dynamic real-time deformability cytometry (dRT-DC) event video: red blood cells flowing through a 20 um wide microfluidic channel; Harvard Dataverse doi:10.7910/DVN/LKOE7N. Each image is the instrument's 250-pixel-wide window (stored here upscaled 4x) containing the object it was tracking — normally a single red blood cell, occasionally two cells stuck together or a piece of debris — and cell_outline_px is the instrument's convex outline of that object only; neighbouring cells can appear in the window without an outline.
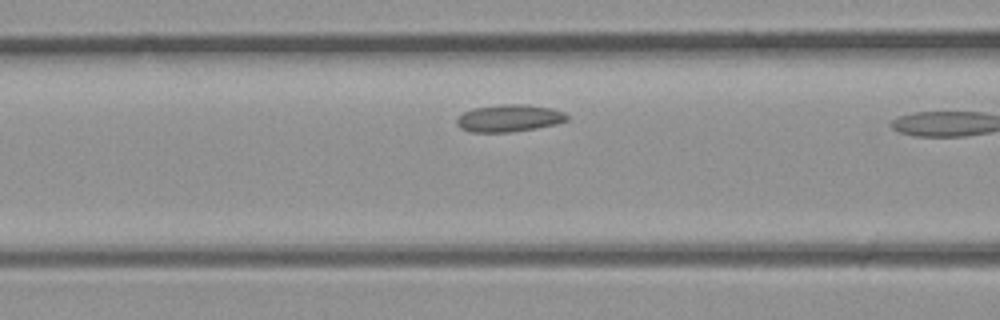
{"species": "common noctule bat (a hibernating species)", "species_latin": "Nyctalus noctula", "temperature_condition": "room temperature", "stored_images_in_passage": 7, "camera_frame_rate_fps": 3000, "um_per_image_px": 0.085, "animal": {"sex": "male", "body_mass_g": 23.1, "forearm_length_mm": 52.7}, "frame": {"image": 1, "passage_image": 6, "time_ms": 1.667, "image_size_px": [1000, 320], "cell_outline_px": [[568, 120], [556, 124], [536, 128], [512, 132], [472, 132], [460, 128], [456, 124], [456, 120], [464, 112], [472, 108], [500, 104], [528, 104], [552, 108], [564, 112], [568, 116]], "centroid_in_image_um": [43.28, 10.04], "position_along_channel_um": 123.3, "area_um2": 17.63}}